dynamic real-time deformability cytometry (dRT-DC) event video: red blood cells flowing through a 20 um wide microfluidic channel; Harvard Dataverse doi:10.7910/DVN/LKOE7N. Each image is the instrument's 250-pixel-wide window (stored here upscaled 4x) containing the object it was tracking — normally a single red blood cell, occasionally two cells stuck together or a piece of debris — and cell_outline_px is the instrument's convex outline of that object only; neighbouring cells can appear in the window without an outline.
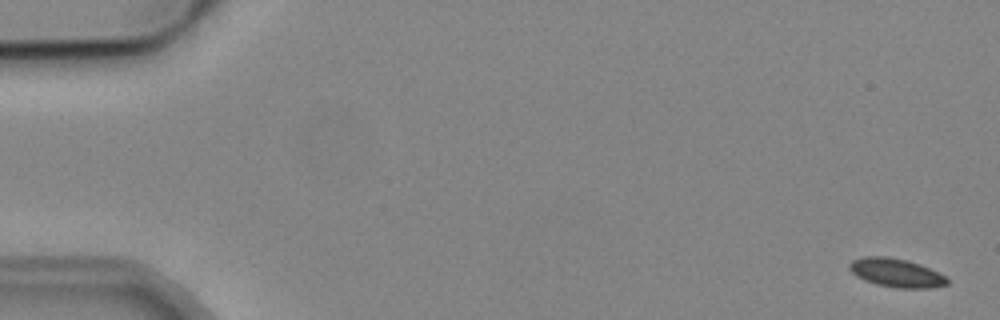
{"species": "common noctule bat (a hibernating species)", "species_latin": "Nyctalus noctula", "temperature_condition": "cold", "stored_images_in_passage": 5, "camera_frame_rate_fps": 3000, "um_per_image_px": 0.085, "animal": {"sex": "male", "body_mass_g": 19.2, "forearm_length_mm": 51.8}, "frame": {"image": 1, "passage_image": 1, "time_ms": 0.0, "image_size_px": [1000, 320], "cell_outline_px": [[948, 284], [928, 288], [896, 288], [876, 284], [864, 280], [856, 276], [848, 268], [848, 264], [852, 260], [864, 256], [884, 256], [908, 260], [920, 264], [944, 276], [948, 280]], "centroid_in_image_um": [76.12, 23.18], "position_along_channel_um": 8.9, "area_um2": 16.24}}